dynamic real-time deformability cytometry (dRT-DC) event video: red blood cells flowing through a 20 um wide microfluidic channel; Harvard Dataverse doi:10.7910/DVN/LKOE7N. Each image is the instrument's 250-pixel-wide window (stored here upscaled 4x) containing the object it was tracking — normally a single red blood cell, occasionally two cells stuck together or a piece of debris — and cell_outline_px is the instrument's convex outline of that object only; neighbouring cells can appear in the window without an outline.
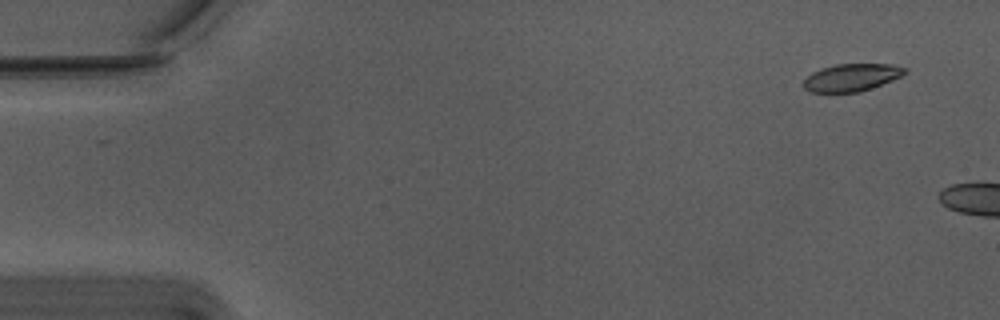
{"species": "Egyptian fruit bat (a non-hibernating species)", "species_latin": "Rousettus aegyptiacus", "temperature_condition": "warm", "stored_images_in_passage": 10, "camera_frame_rate_fps": 3000, "um_per_image_px": 0.085, "animal": {"sex": "male"}, "frame": {"image": 1, "passage_image": 4, "time_ms": 1.0, "image_size_px": [1000, 320], "cell_outline_px": [[908, 72], [892, 80], [860, 92], [812, 92], [804, 88], [804, 80], [812, 72], [836, 64], [892, 64], [908, 68]], "centroid_in_image_um": [72.42, 6.58], "position_along_channel_um": 12.6, "area_um2": 16.07}}